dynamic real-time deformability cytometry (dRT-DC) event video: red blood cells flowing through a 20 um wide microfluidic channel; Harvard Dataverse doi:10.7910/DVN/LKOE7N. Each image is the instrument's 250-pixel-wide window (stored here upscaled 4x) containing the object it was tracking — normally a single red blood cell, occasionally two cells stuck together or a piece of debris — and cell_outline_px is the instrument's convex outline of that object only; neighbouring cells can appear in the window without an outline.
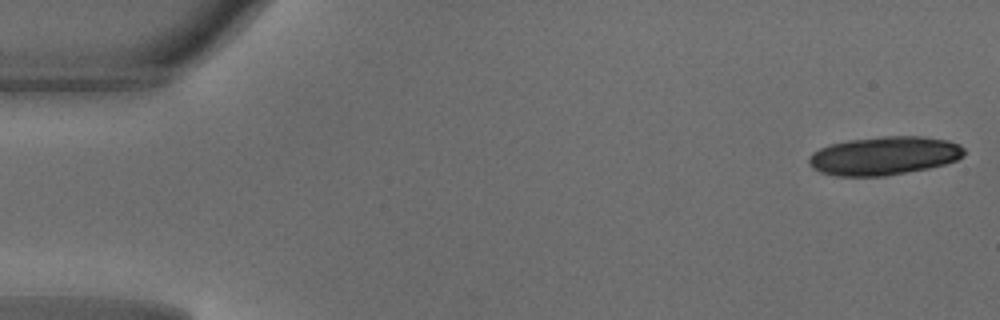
{"species": "common noctule bat (a hibernating species)", "species_latin": "Nyctalus noctula", "temperature_condition": "warm", "stored_images_in_passage": 16, "camera_frame_rate_fps": 3000, "um_per_image_px": 0.085, "animal": {"sex": "male", "body_mass_g": 18.8}, "frame": {"image": 1, "passage_image": 1, "time_ms": 0.0, "image_size_px": [1000, 320], "cell_outline_px": [[964, 156], [956, 160], [944, 164], [928, 168], [884, 176], [836, 176], [820, 172], [812, 168], [808, 164], [808, 156], [812, 152], [820, 148], [832, 144], [848, 140], [884, 136], [924, 136], [948, 140], [960, 144], [964, 148]], "centroid_in_image_um": [75.14, 13.23], "position_along_channel_um": 9.9, "area_um2": 34.97}}